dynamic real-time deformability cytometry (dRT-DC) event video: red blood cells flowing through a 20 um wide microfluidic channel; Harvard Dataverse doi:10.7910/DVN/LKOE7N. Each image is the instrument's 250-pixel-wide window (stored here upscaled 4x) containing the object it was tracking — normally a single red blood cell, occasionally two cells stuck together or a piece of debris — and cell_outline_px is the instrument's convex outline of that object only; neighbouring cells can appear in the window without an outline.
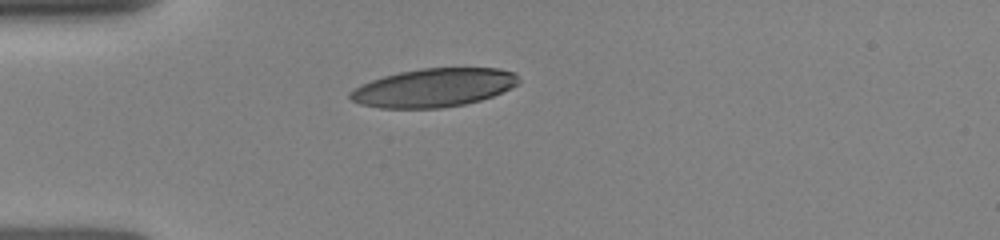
{"species": "human", "species_latin": "Homo sapiens", "temperature_condition": "room temperature", "stored_images_in_passage": 15, "camera_frame_rate_fps": 3000, "um_per_image_px": 0.085, "donor": {"sex": "female"}, "frame": {"image": 1, "passage_image": 1, "time_ms": 0.0, "image_size_px": [1000, 240], "cell_outline_px": [[520, 80], [516, 84], [492, 96], [480, 100], [464, 104], [440, 108], [380, 108], [360, 104], [352, 100], [348, 96], [348, 92], [352, 88], [360, 84], [384, 76], [400, 72], [420, 68], [500, 68], [516, 72]], "centroid_in_image_um": [36.83, 7.45], "position_along_channel_um": 48.2, "area_um2": 37.8}}
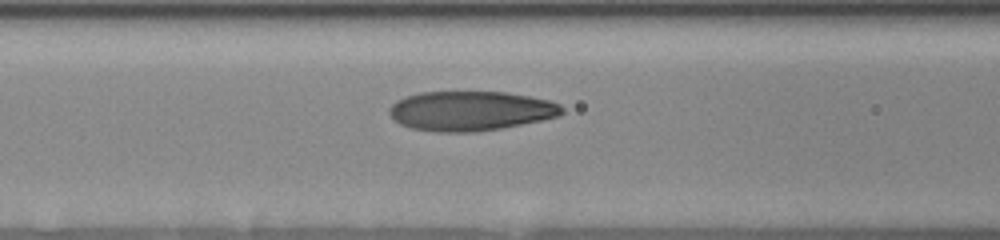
{"frame": {"image": 2, "passage_image": 9, "time_ms": 2.333, "image_size_px": [1000, 240], "cell_outline_px": [[564, 112], [560, 116], [500, 128], [476, 132], [440, 132], [412, 128], [400, 124], [388, 112], [388, 108], [396, 100], [404, 96], [420, 92], [504, 92], [528, 96], [548, 100], [560, 104], [564, 108]], "centroid_in_image_um": [39.98, 9.42], "position_along_channel_um": 126.6, "area_um2": 39.77}}
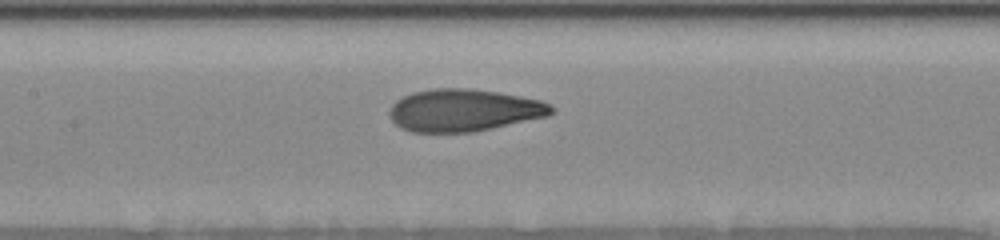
{"frame": {"image": 3, "passage_image": 13, "time_ms": 3.333, "image_size_px": [1000, 240], "cell_outline_px": [[556, 112], [548, 116], [472, 132], [412, 132], [400, 128], [392, 120], [388, 112], [392, 104], [396, 100], [412, 92], [432, 88], [472, 88], [500, 92], [540, 100], [552, 104]], "centroid_in_image_um": [39.43, 9.36], "position_along_channel_um": 168.0, "area_um2": 40.17}}